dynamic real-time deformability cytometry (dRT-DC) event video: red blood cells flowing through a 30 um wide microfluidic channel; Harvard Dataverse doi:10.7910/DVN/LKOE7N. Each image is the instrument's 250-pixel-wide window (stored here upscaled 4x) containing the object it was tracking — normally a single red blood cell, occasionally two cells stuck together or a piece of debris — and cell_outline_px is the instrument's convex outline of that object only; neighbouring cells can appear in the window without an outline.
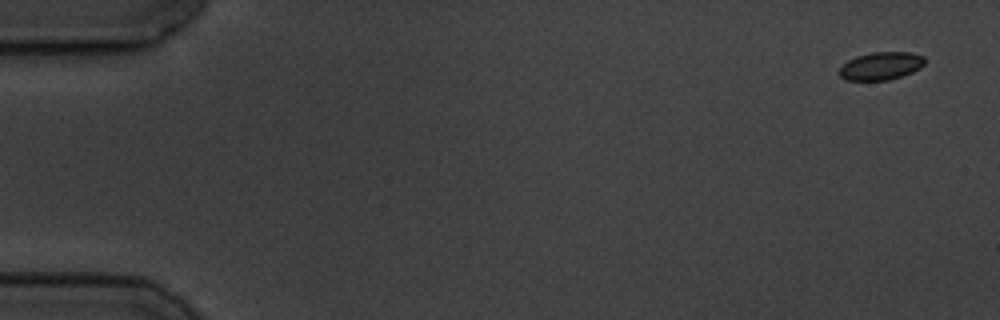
{"species": "common noctule bat (a hibernating species)", "species_latin": "Nyctalus noctula", "temperature_condition": "cold", "stored_images_in_passage": 10, "camera_frame_rate_fps": 3000, "um_per_image_px": 0.085, "animal": {"sex": "male", "body_mass_g": 19.5, "forearm_length_mm": 54.6}, "frame": {"image": 1, "passage_image": 1, "time_ms": 0.0, "image_size_px": [1000, 320], "cell_outline_px": [[924, 64], [920, 68], [912, 72], [888, 80], [844, 80], [840, 76], [840, 68], [848, 60], [856, 56], [872, 52], [912, 52], [924, 56]], "centroid_in_image_um": [74.89, 5.6], "position_along_channel_um": 10.1, "area_um2": 13.81}}
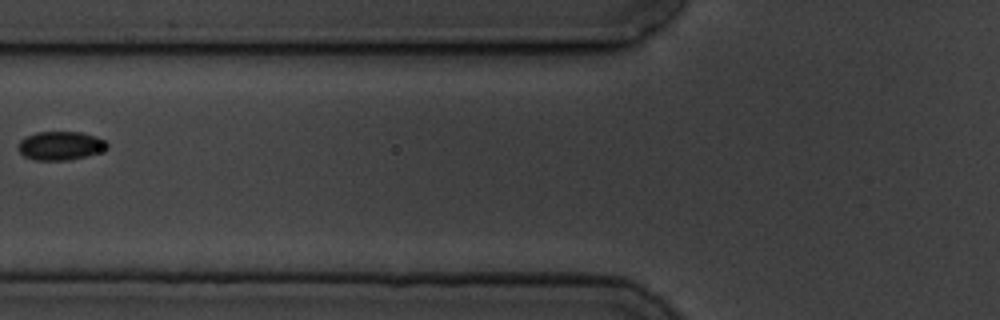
{"frame": {"image": 2, "passage_image": 7, "time_ms": 7.0, "image_size_px": [1000, 320], "cell_outline_px": [[108, 148], [84, 156], [68, 160], [36, 160], [24, 156], [20, 152], [20, 140], [24, 136], [36, 132], [80, 132], [96, 136], [104, 140], [108, 144]], "centroid_in_image_um": [5.12, 12.37], "position_along_channel_um": 120.7, "area_um2": 14.62}}
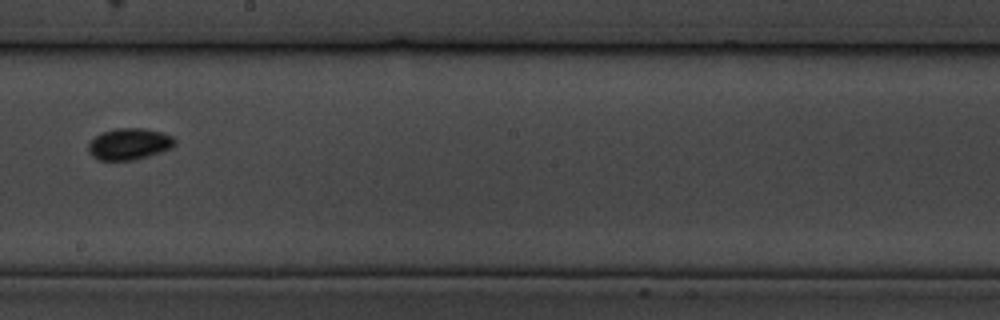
{"frame": {"image": 3, "passage_image": 10, "time_ms": 10.333, "image_size_px": [1000, 320], "cell_outline_px": [[176, 144], [172, 148], [136, 160], [100, 160], [92, 156], [88, 152], [88, 144], [96, 136], [104, 132], [116, 128], [144, 128], [160, 132], [172, 136], [176, 140]], "centroid_in_image_um": [11.0, 12.24], "position_along_channel_um": 237.2, "area_um2": 15.84}}